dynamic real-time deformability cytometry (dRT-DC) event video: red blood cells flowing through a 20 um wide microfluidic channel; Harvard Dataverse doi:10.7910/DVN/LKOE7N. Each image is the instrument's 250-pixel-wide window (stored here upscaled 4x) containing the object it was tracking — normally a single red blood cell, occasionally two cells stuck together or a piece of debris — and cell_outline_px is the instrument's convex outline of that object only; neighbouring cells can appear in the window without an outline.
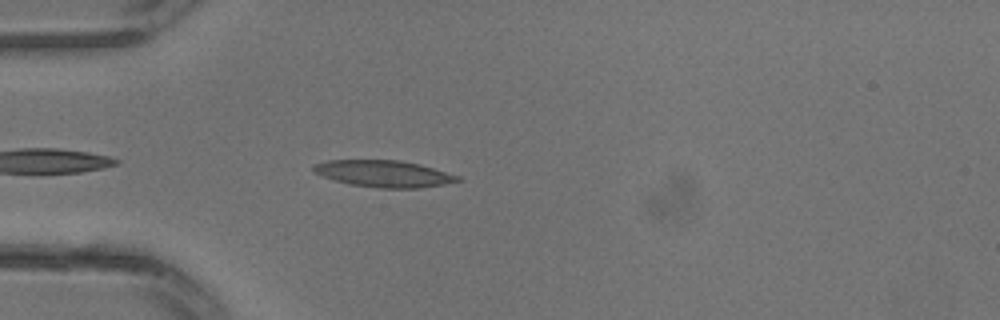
{"species": "common noctule bat (a hibernating species)", "species_latin": "Nyctalus noctula", "temperature_condition": "warm", "stored_images_in_passage": 24, "camera_frame_rate_fps": 3000, "um_per_image_px": 0.085, "animal": {"sex": "male", "body_mass_g": 13.3}, "frame": {"image": 1, "passage_image": 9, "time_ms": 2.667, "image_size_px": [1000, 320], "cell_outline_px": [[464, 180], [444, 184], [420, 188], [380, 188], [348, 184], [324, 176], [316, 172], [312, 168], [312, 164], [328, 160], [400, 160], [420, 164], [460, 176]], "centroid_in_image_um": [32.66, 14.76], "position_along_channel_um": 52.3, "area_um2": 22.43}}
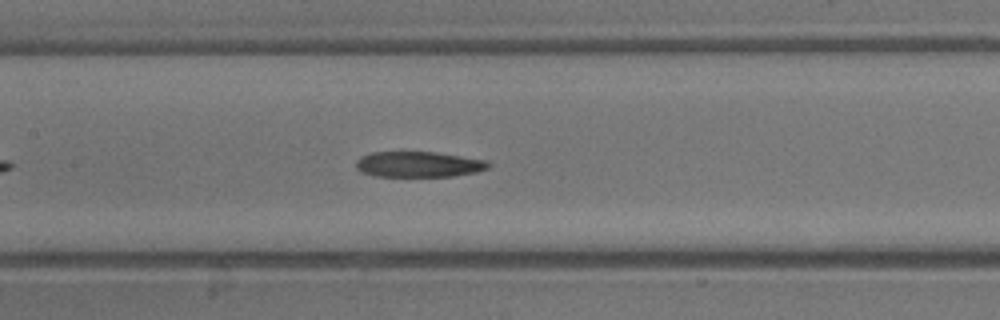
{"frame": {"image": 2, "passage_image": 15, "time_ms": 4.667, "image_size_px": [1000, 320], "cell_outline_px": [[492, 164], [488, 168], [476, 172], [452, 176], [376, 176], [360, 172], [356, 168], [356, 160], [360, 156], [372, 152], [436, 152], [488, 160]], "centroid_in_image_um": [35.58, 13.96], "position_along_channel_um": 171.8, "area_um2": 19.88}}
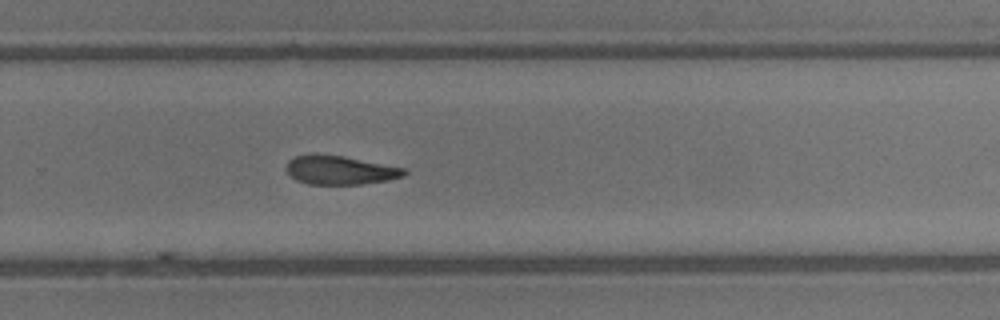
{"frame": {"image": 3, "passage_image": 21, "time_ms": 6.667, "image_size_px": [1000, 320], "cell_outline_px": [[408, 172], [404, 176], [388, 180], [360, 184], [308, 184], [296, 180], [288, 176], [284, 168], [288, 160], [296, 156], [316, 152], [344, 156], [408, 168]], "centroid_in_image_um": [28.87, 14.44], "position_along_channel_um": 300.9, "area_um2": 20.4}}